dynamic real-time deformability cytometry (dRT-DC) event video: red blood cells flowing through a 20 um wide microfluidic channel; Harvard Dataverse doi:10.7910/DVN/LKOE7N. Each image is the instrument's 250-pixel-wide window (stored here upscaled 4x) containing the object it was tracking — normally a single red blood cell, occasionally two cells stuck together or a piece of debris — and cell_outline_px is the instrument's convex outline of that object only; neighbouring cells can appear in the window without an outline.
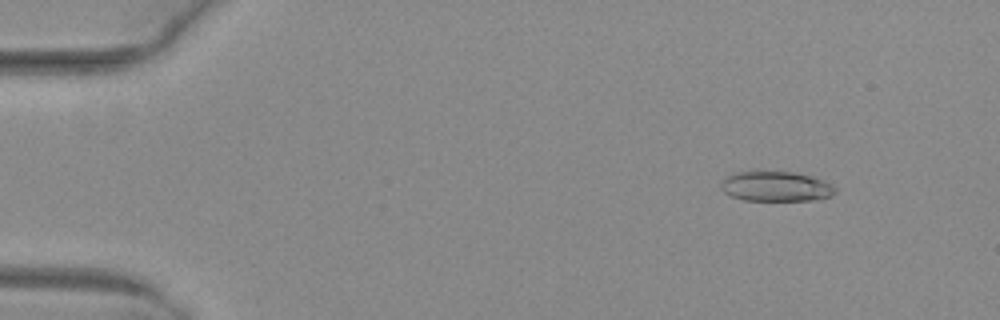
{"species": "common noctule bat (a hibernating species)", "species_latin": "Nyctalus noctula", "temperature_condition": "warm", "stored_images_in_passage": 53, "camera_frame_rate_fps": 3000, "um_per_image_px": 0.085, "animal": {"sex": "female", "body_mass_g": 29.2, "forearm_length_mm": 56.3}, "frame": {"image": 1, "passage_image": 7, "time_ms": 2.0, "image_size_px": [1000, 320], "cell_outline_px": [[836, 192], [832, 196], [812, 200], [744, 200], [732, 196], [724, 192], [720, 184], [728, 176], [736, 172], [792, 172], [812, 176], [824, 180], [832, 184], [836, 188]], "centroid_in_image_um": [66.0, 15.85], "position_along_channel_um": 19.0, "area_um2": 19.77}}
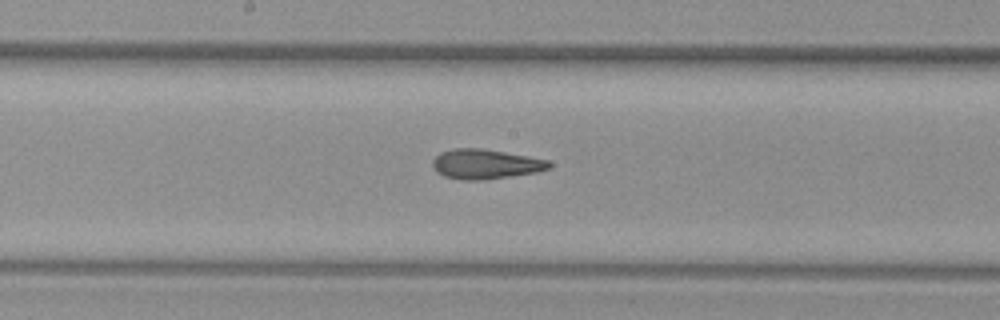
{"frame": {"image": 2, "passage_image": 29, "time_ms": 9.333, "image_size_px": [1000, 320], "cell_outline_px": [[552, 164], [548, 168], [536, 172], [484, 180], [460, 180], [444, 176], [436, 172], [432, 168], [432, 160], [440, 152], [452, 148], [480, 148], [528, 156], [548, 160]], "centroid_in_image_um": [41.2, 13.95], "position_along_channel_um": 207.0, "area_um2": 20.23}}
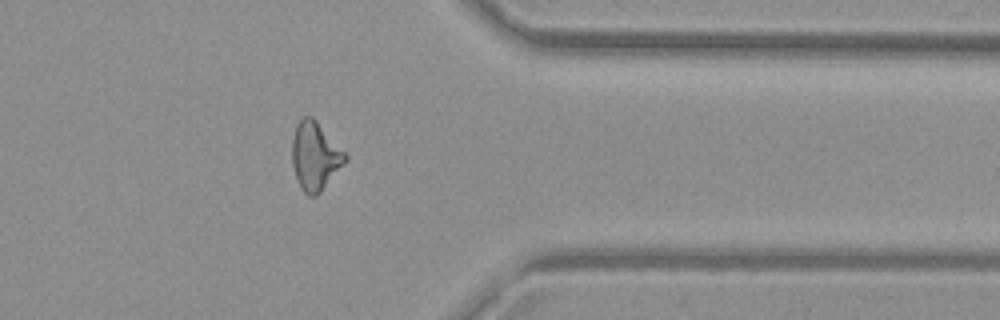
{"frame": {"image": 3, "passage_image": 43, "time_ms": 14.0, "image_size_px": [1000, 320], "cell_outline_px": [[348, 160], [320, 192], [316, 196], [308, 196], [300, 188], [296, 180], [292, 164], [292, 136], [296, 124], [304, 116], [312, 116], [316, 120], [348, 156]], "centroid_in_image_um": [26.76, 13.28], "position_along_channel_um": 384.6, "area_um2": 21.21}, "authors_computed_cell_mechanics": {"area_um2": 20.6924, "velocity_mm_per_s": 4.0453, "shape_relaxation_time_tau1_ms": null, "shape_relaxation_time_tau2_ms": 2.0709, "deformation_change_tau1": null, "deformation_change_tau2": 0.1144}}